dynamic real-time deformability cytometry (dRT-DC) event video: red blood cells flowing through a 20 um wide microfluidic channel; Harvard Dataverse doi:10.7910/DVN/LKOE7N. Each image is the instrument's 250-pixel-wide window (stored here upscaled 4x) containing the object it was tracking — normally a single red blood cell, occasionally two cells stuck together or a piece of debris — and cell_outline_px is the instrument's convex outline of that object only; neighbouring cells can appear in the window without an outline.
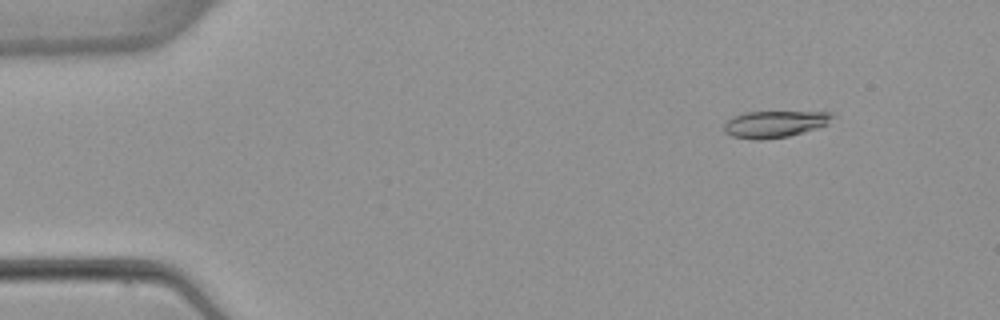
{"species": "common noctule bat (a hibernating species)", "species_latin": "Nyctalus noctula", "temperature_condition": "warm", "stored_images_in_passage": 6, "camera_frame_rate_fps": 3000, "um_per_image_px": 0.085, "animal": {"sex": "female", "body_mass_g": 22.7, "forearm_length_mm": 54.2}, "frame": {"image": 1, "passage_image": 2, "time_ms": 1.0, "image_size_px": [1000, 320], "cell_outline_px": [[832, 116], [828, 124], [816, 128], [788, 136], [764, 140], [752, 140], [732, 136], [724, 132], [724, 120], [732, 116], [748, 112], [832, 112]], "centroid_in_image_um": [65.77, 10.55], "position_along_channel_um": 19.2, "area_um2": 16.88}}
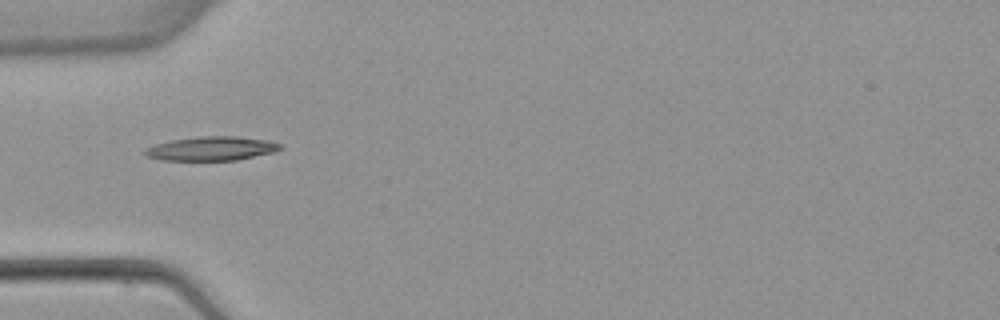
{"frame": {"image": 2, "passage_image": 5, "time_ms": 4.667, "image_size_px": [1000, 320], "cell_outline_px": [[284, 148], [272, 152], [236, 160], [160, 160], [144, 156], [144, 148], [156, 144], [172, 140], [200, 136], [236, 136], [268, 140], [280, 144]], "centroid_in_image_um": [17.94, 12.62], "position_along_channel_um": 67.1, "area_um2": 18.9}}
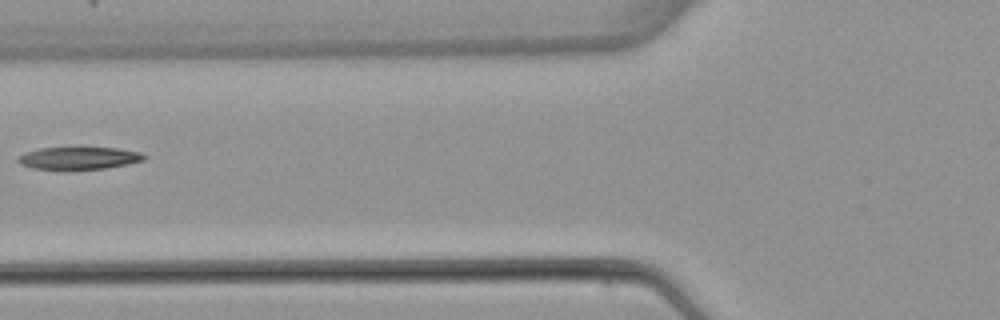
{"frame": {"image": 3, "passage_image": 6, "time_ms": 6.0, "image_size_px": [1000, 320], "cell_outline_px": [[144, 160], [128, 164], [104, 168], [64, 172], [32, 168], [20, 164], [16, 160], [16, 156], [24, 152], [40, 148], [80, 144], [116, 148], [140, 152], [144, 156]], "centroid_in_image_um": [6.59, 13.42], "position_along_channel_um": 119.2, "area_um2": 18.15}}